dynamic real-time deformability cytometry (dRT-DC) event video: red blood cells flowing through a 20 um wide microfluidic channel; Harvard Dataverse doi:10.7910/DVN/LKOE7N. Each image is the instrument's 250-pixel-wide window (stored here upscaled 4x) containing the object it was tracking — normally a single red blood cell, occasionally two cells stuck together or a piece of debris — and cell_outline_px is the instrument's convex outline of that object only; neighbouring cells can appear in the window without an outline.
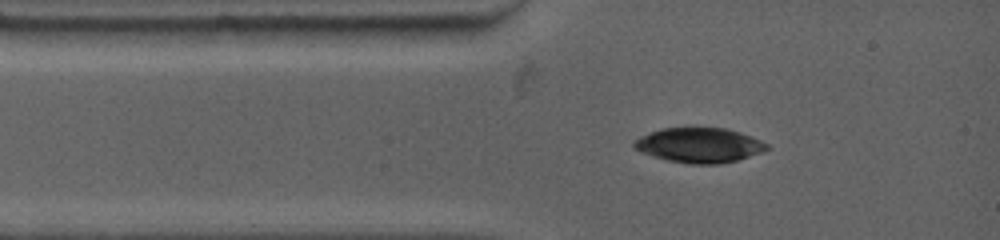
{"species": "common noctule bat (a hibernating species)", "species_latin": "Nyctalus noctula", "temperature_condition": "warm", "stored_images_in_passage": 27, "camera_frame_rate_fps": 4500, "um_per_image_px": 0.085, "animal": {"sex": "female", "body_mass_g": 19.0, "forearm_length_mm": 53.3}, "frame": {"image": 1, "passage_image": 1, "time_ms": 0.0, "image_size_px": [1000, 240], "cell_outline_px": [[768, 148], [760, 152], [736, 160], [720, 164], [688, 164], [668, 160], [652, 156], [640, 152], [632, 144], [632, 140], [640, 136], [660, 128], [724, 128], [740, 132], [760, 140], [768, 144]], "centroid_in_image_um": [59.38, 12.34], "position_along_channel_um": 25.6, "area_um2": 26.82}}
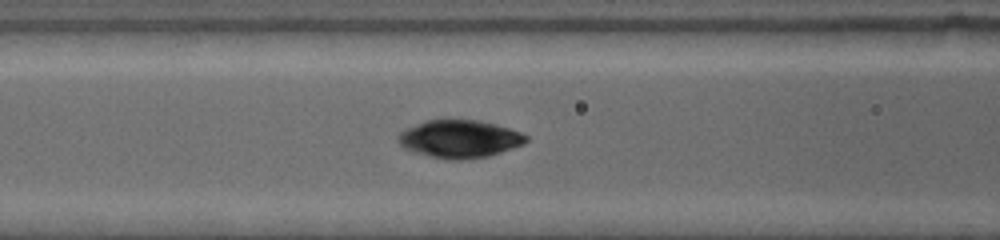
{"frame": {"image": 2, "passage_image": 12, "time_ms": 2.889, "image_size_px": [1000, 240], "cell_outline_px": [[528, 140], [524, 144], [488, 156], [468, 160], [444, 160], [412, 152], [404, 148], [396, 140], [400, 132], [408, 128], [428, 120], [476, 120], [496, 124], [520, 132], [528, 136]], "centroid_in_image_um": [39.05, 11.83], "position_along_channel_um": 127.5, "area_um2": 28.21}}
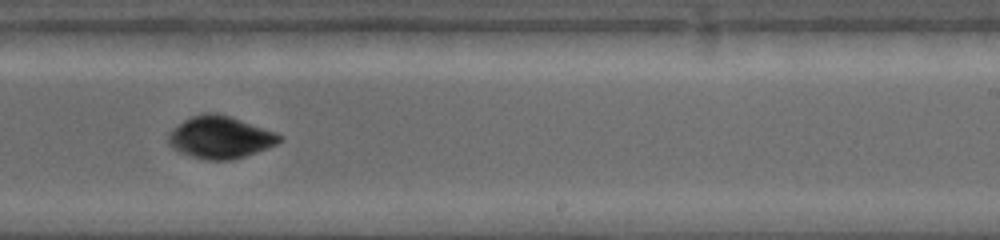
{"frame": {"image": 3, "passage_image": 26, "time_ms": 6.667, "image_size_px": [1000, 240], "cell_outline_px": [[284, 136], [276, 144], [256, 152], [232, 160], [208, 160], [192, 156], [180, 152], [172, 148], [168, 144], [168, 136], [184, 120], [192, 116], [204, 112], [216, 112], [276, 132]], "centroid_in_image_um": [18.72, 11.67], "position_along_channel_um": 270.3, "area_um2": 26.93}}